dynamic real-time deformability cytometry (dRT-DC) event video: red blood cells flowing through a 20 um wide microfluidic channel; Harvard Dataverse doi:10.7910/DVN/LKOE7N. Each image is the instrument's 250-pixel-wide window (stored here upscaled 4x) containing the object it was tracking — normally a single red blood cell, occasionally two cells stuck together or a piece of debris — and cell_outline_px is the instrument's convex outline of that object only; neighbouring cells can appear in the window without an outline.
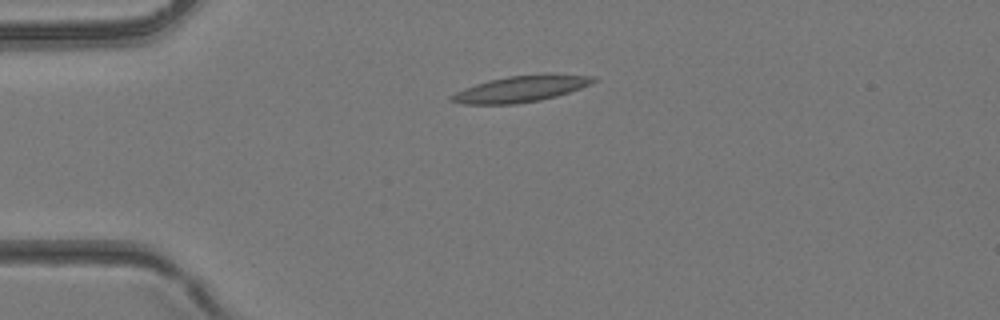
{"species": "common noctule bat (a hibernating species)", "species_latin": "Nyctalus noctula", "temperature_condition": "room temperature", "stored_images_in_passage": 1, "camera_frame_rate_fps": 3000, "um_per_image_px": 0.085, "animal": {"sex": "female", "body_mass_g": 24.6, "forearm_length_mm": 56.2}, "frame": {"image": 1, "passage_image": 1, "time_ms": 0.0, "image_size_px": [1000, 320], "cell_outline_px": [[596, 80], [592, 84], [556, 96], [540, 100], [516, 104], [464, 104], [448, 100], [448, 96], [464, 88], [488, 80], [508, 76], [548, 72], [552, 72], [596, 76]], "centroid_in_image_um": [44.32, 7.52], "position_along_channel_um": 40.7, "area_um2": 22.2}}